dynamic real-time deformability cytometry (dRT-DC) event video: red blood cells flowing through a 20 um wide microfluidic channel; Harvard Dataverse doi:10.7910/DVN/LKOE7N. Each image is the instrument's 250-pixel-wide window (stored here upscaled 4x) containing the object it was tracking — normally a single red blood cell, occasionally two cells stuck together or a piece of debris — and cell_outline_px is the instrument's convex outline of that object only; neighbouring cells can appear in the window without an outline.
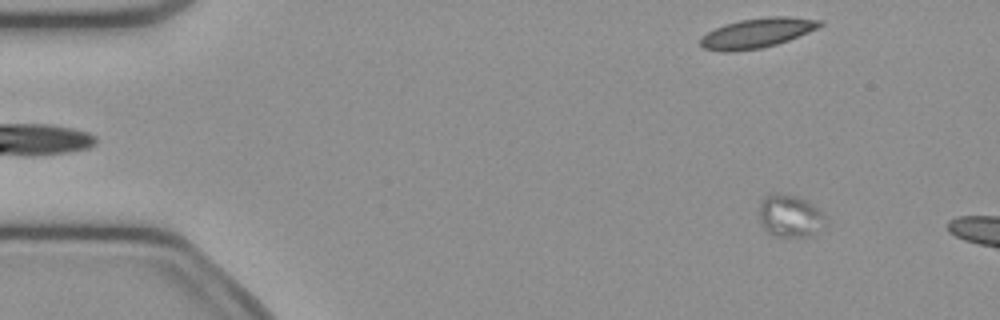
{"species": "common noctule bat (a hibernating species)", "species_latin": "Nyctalus noctula", "temperature_condition": "cold", "stored_images_in_passage": 14, "camera_frame_rate_fps": 3000, "um_per_image_px": 0.085, "animal": {"sex": "female", "body_mass_g": 21.9}, "frame": {"image": 1, "passage_image": 7, "time_ms": 2.0, "image_size_px": [1000, 320], "cell_outline_px": [[828, 224], [816, 236], [772, 236], [764, 228], [760, 220], [760, 200], [768, 192], [784, 192], [800, 196], [808, 200], [824, 212]], "centroid_in_image_um": [67.21, 18.32], "position_along_channel_um": 17.8, "area_um2": 17.34}}